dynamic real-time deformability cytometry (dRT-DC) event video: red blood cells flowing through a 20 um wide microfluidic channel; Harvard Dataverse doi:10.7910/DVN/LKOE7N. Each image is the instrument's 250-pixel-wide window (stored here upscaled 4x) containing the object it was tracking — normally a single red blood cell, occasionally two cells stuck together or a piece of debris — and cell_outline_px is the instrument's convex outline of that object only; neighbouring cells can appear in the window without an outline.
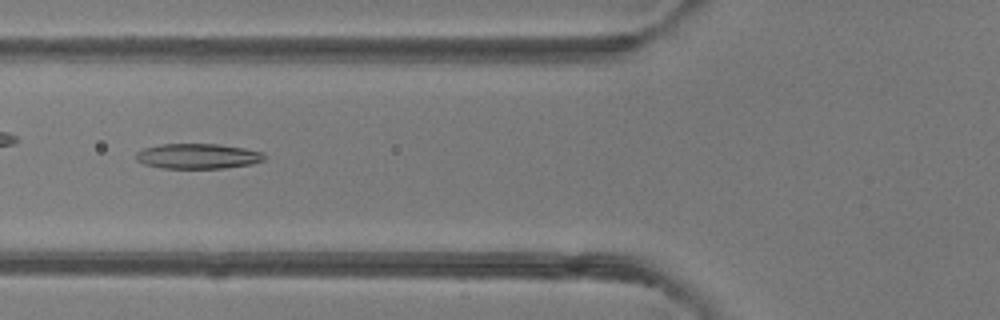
{"species": "common noctule bat (a hibernating species)", "species_latin": "Nyctalus noctula", "temperature_condition": "room temperature", "stored_images_in_passage": 6, "camera_frame_rate_fps": 3000, "um_per_image_px": 0.085, "animal": {"sex": "female"}, "frame": {"image": 1, "passage_image": 6, "time_ms": 5.667, "image_size_px": [1000, 320], "cell_outline_px": [[264, 160], [252, 164], [224, 168], [160, 168], [144, 164], [136, 160], [136, 152], [144, 148], [160, 144], [216, 144], [244, 148], [264, 152]], "centroid_in_image_um": [16.8, 13.27], "position_along_channel_um": 109.0, "area_um2": 18.84}}